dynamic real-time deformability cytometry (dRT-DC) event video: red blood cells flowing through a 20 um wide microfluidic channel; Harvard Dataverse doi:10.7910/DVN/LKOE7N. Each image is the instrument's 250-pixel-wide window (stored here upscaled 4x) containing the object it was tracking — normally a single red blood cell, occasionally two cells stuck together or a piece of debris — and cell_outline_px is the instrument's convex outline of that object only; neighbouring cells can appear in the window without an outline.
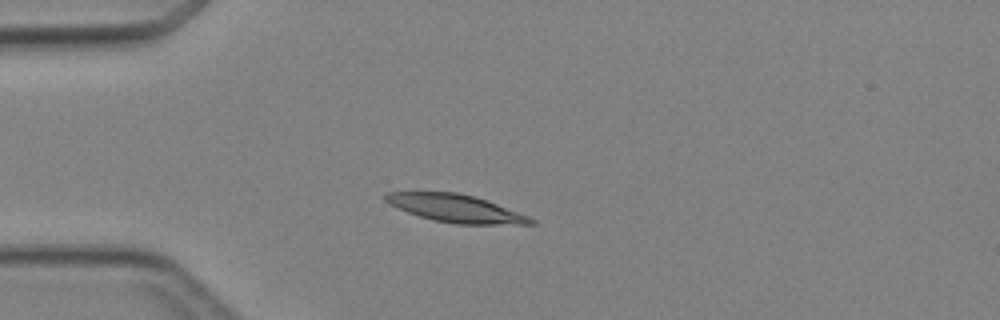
{"species": "Egyptian fruit bat (a non-hibernating species)", "species_latin": "Rousettus aegyptiacus", "temperature_condition": "cold", "stored_images_in_passage": 3, "camera_frame_rate_fps": 3000, "um_per_image_px": 0.085, "animal": {"sex": "female"}, "frame": {"image": 1, "passage_image": 2, "time_ms": 1.333, "image_size_px": [1000, 320], "cell_outline_px": [[536, 224], [456, 224], [432, 220], [396, 208], [388, 204], [384, 200], [384, 192], [456, 192], [476, 196], [528, 216], [536, 220]], "centroid_in_image_um": [38.7, 17.71], "position_along_channel_um": 46.3, "area_um2": 23.47}}